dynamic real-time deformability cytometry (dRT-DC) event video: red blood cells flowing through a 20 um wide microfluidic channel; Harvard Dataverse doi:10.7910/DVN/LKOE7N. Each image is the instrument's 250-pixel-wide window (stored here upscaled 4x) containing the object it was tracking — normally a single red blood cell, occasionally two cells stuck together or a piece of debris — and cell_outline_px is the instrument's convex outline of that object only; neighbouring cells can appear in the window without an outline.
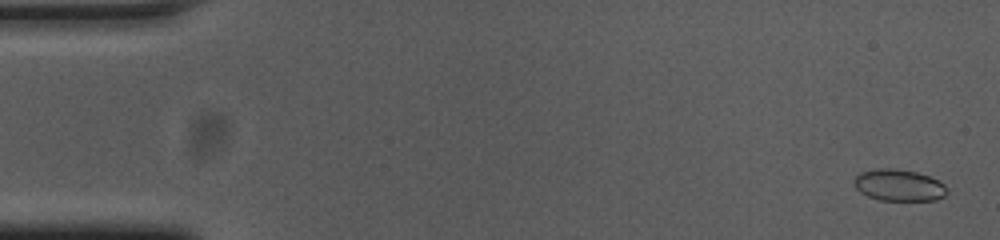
{"species": "common noctule bat (a hibernating species)", "species_latin": "Nyctalus noctula", "temperature_condition": "cold", "stored_images_in_passage": 55, "camera_frame_rate_fps": 3000, "um_per_image_px": 0.085, "animal": {"sex": "female", "body_mass_g": 23.0, "forearm_length_mm": 53.4}, "frame": {"image": 1, "passage_image": 2, "time_ms": 0.333, "image_size_px": [1000, 240], "cell_outline_px": [[944, 196], [936, 200], [880, 200], [868, 196], [860, 192], [852, 184], [852, 180], [860, 172], [880, 168], [892, 168], [916, 172], [928, 176], [944, 184]], "centroid_in_image_um": [76.33, 15.74], "position_along_channel_um": 8.7, "area_um2": 16.94}}
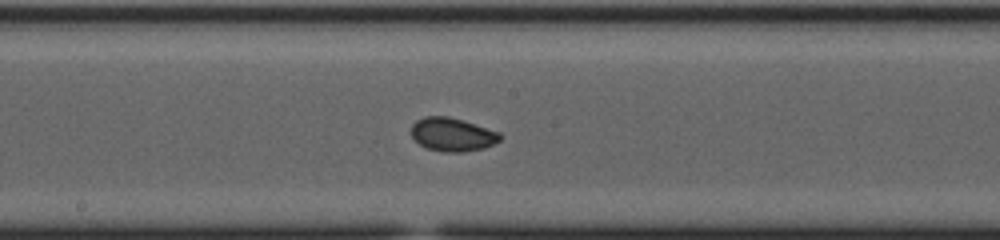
{"frame": {"image": 2, "passage_image": 29, "time_ms": 9.333, "image_size_px": [1000, 240], "cell_outline_px": [[504, 136], [500, 140], [484, 148], [460, 152], [444, 152], [428, 148], [420, 144], [412, 136], [412, 124], [416, 120], [424, 116], [448, 116], [500, 132]], "centroid_in_image_um": [38.46, 11.43], "position_along_channel_um": 209.7, "area_um2": 17.17}}
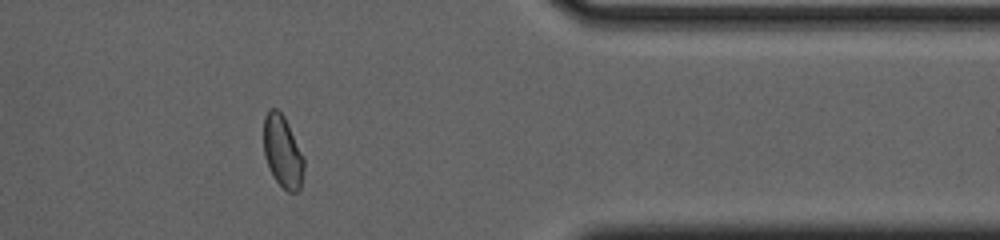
{"frame": {"image": 3, "passage_image": 45, "time_ms": 14.667, "image_size_px": [1000, 240], "cell_outline_px": [[304, 168], [300, 188], [296, 192], [288, 192], [276, 180], [268, 168], [264, 156], [264, 116], [268, 108], [276, 108], [284, 116], [288, 124], [304, 160]], "centroid_in_image_um": [24.0, 12.88], "position_along_channel_um": 387.4, "area_um2": 16.76}, "authors_computed_cell_mechanics": {"area_um2": 17.1088, "velocity_mm_per_s": 3.7207, "shape_relaxation_time_tau1_ms": 4.4159, "shape_relaxation_time_tau2_ms": 0.9959, "deformation_change_tau1": 0.1048, "deformation_change_tau2": 0.0424}}